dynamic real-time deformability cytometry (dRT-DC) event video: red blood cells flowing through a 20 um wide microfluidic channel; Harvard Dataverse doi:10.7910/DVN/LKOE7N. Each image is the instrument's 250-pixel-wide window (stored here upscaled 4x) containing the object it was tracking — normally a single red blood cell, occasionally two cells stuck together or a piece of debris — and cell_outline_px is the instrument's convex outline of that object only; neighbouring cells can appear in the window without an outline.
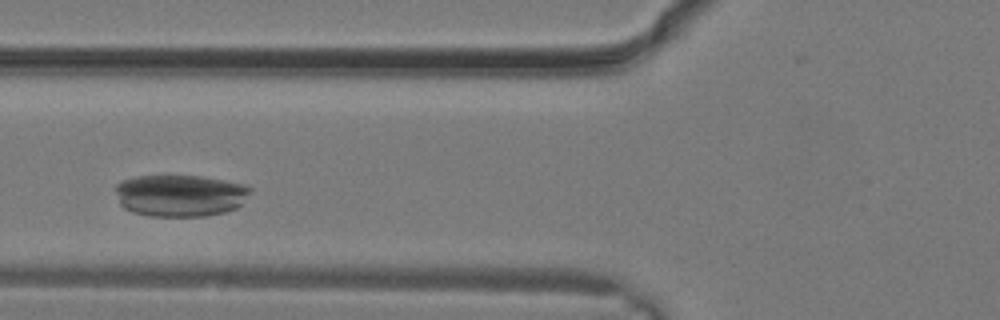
{"species": "common noctule bat (a hibernating species)", "species_latin": "Nyctalus noctula", "temperature_condition": "warm", "stored_images_in_passage": 9, "camera_frame_rate_fps": 3000, "um_per_image_px": 0.085, "animal": {"sex": "male", "body_mass_g": 19.2, "forearm_length_mm": 51.8}, "frame": {"image": 1, "passage_image": 4, "time_ms": 1.0, "image_size_px": [1000, 320], "cell_outline_px": [[252, 192], [236, 208], [224, 212], [208, 216], [148, 216], [132, 212], [124, 208], [120, 204], [116, 192], [116, 184], [124, 180], [136, 176], [200, 176], [244, 184], [252, 188]], "centroid_in_image_um": [15.32, 16.62], "position_along_channel_um": 110.5, "area_um2": 32.95}}
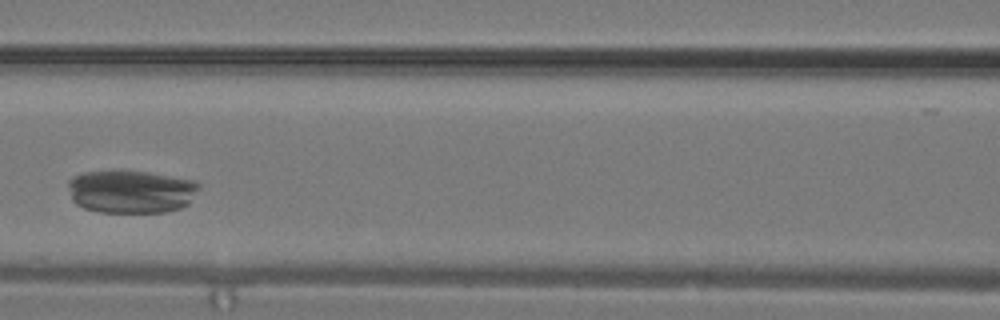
{"frame": {"image": 2, "passage_image": 6, "time_ms": 1.667, "image_size_px": [1000, 320], "cell_outline_px": [[200, 188], [188, 204], [180, 208], [164, 212], [100, 212], [84, 208], [76, 204], [72, 200], [68, 188], [68, 180], [72, 176], [84, 172], [144, 172], [192, 180], [200, 184]], "centroid_in_image_um": [11.12, 16.3], "position_along_channel_um": 155.5, "area_um2": 32.48}}
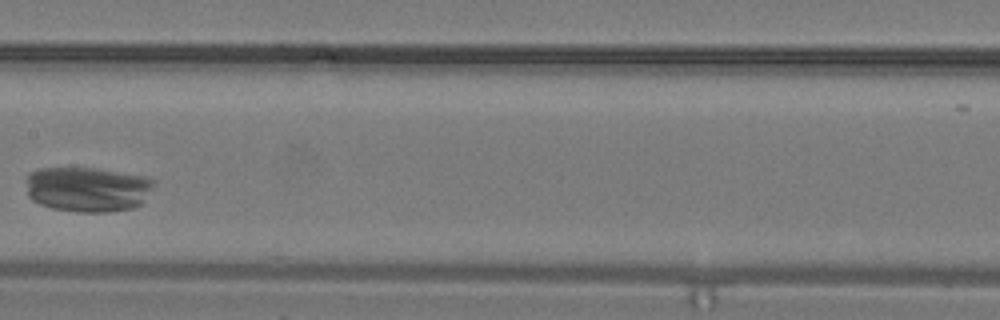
{"frame": {"image": 3, "passage_image": 8, "time_ms": 2.333, "image_size_px": [1000, 320], "cell_outline_px": [[156, 184], [144, 200], [140, 204], [132, 208], [108, 212], [76, 212], [52, 208], [40, 204], [32, 200], [28, 196], [28, 176], [32, 172], [40, 168], [96, 168], [140, 176], [152, 180]], "centroid_in_image_um": [7.44, 16.1], "position_along_channel_um": 200.0, "area_um2": 33.29}}